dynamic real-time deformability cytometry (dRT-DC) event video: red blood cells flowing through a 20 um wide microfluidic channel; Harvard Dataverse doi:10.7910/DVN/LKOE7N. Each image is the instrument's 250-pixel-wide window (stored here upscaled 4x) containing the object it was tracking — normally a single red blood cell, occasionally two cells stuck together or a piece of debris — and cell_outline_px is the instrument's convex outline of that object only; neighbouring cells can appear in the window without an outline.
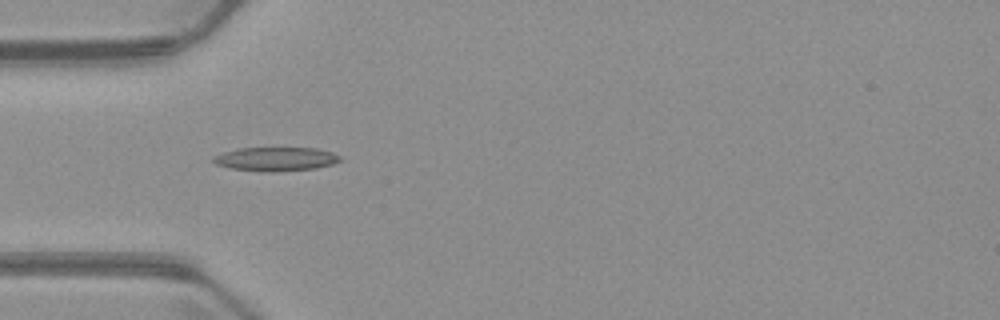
{"species": "common noctule bat (a hibernating species)", "species_latin": "Nyctalus noctula", "temperature_condition": "warm", "stored_images_in_passage": 7, "camera_frame_rate_fps": 3000, "um_per_image_px": 0.085, "animal": {"sex": "male", "body_mass_g": 23.1, "forearm_length_mm": 52.7}, "frame": {"image": 1, "passage_image": 4, "time_ms": 4.333, "image_size_px": [1000, 320], "cell_outline_px": [[340, 160], [332, 164], [316, 168], [272, 172], [260, 172], [232, 168], [216, 164], [212, 160], [212, 156], [224, 152], [240, 148], [316, 148], [332, 152], [340, 156]], "centroid_in_image_um": [23.42, 13.52], "position_along_channel_um": 61.6, "area_um2": 17.57}}
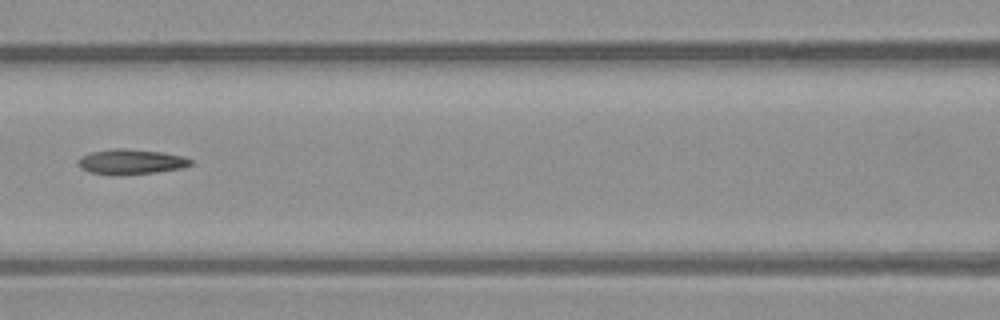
{"frame": {"image": 2, "passage_image": 6, "time_ms": 6.667, "image_size_px": [1000, 320], "cell_outline_px": [[192, 164], [184, 168], [156, 172], [120, 176], [112, 176], [88, 172], [80, 168], [76, 164], [76, 160], [80, 156], [92, 152], [112, 148], [124, 148], [160, 152], [184, 156], [192, 160]], "centroid_in_image_um": [11.07, 13.77], "position_along_channel_um": 155.5, "area_um2": 16.94}}
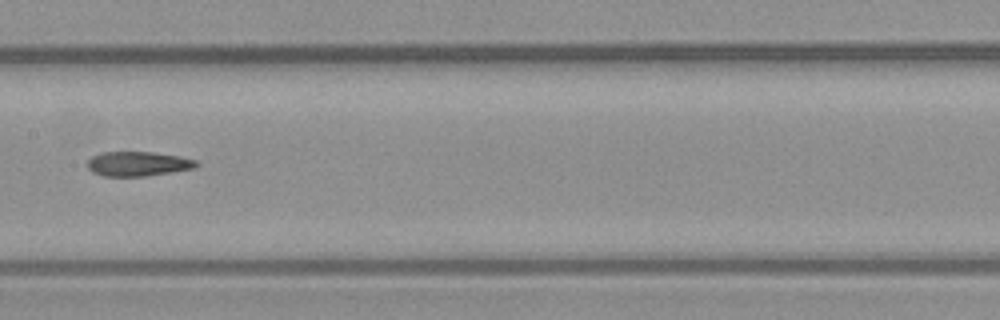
{"frame": {"image": 3, "passage_image": 7, "time_ms": 7.667, "image_size_px": [1000, 320], "cell_outline_px": [[200, 164], [196, 168], [144, 176], [104, 176], [92, 172], [88, 168], [88, 160], [92, 156], [100, 152], [152, 152], [180, 156], [196, 160]], "centroid_in_image_um": [11.74, 13.92], "position_along_channel_um": 195.7, "area_um2": 15.61}}